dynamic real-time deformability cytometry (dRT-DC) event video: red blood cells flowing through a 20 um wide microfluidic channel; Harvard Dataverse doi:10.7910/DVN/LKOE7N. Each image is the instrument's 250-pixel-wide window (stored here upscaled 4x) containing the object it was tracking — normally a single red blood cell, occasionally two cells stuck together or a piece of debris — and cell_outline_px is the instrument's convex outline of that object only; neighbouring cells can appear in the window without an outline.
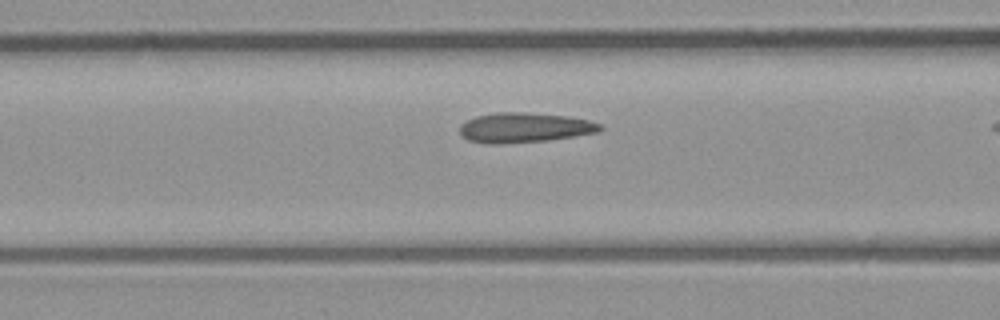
{"species": "common noctule bat (a hibernating species)", "species_latin": "Nyctalus noctula", "temperature_condition": "room temperature", "stored_images_in_passage": 8, "camera_frame_rate_fps": 3000, "um_per_image_px": 0.085, "animal": {"sex": "male", "body_mass_g": 23.1, "forearm_length_mm": 52.7}, "frame": {"image": 1, "passage_image": 7, "time_ms": 2.0, "image_size_px": [1000, 320], "cell_outline_px": [[604, 128], [600, 132], [548, 140], [500, 144], [488, 144], [468, 140], [460, 136], [460, 124], [476, 116], [496, 112], [524, 112], [568, 116], [588, 120], [604, 124]], "centroid_in_image_um": [44.59, 10.85], "position_along_channel_um": 122.0, "area_um2": 24.68}}